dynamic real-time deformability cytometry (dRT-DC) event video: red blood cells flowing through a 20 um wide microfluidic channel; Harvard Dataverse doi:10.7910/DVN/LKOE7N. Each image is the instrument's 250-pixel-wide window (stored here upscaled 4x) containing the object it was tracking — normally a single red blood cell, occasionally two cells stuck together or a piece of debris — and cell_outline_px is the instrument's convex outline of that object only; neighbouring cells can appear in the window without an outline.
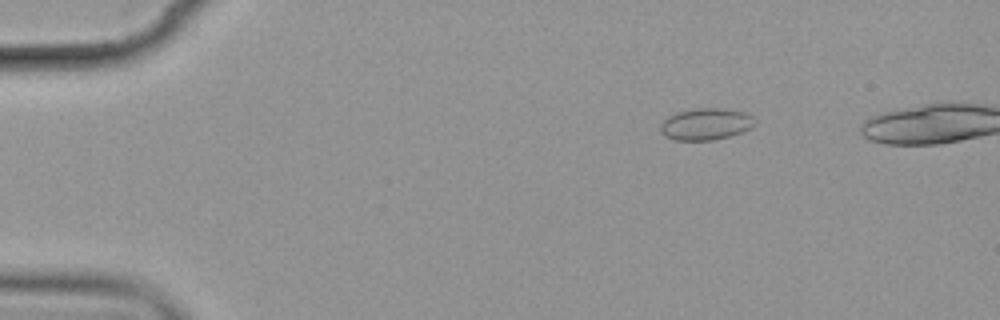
{"species": "common noctule bat (a hibernating species)", "species_latin": "Nyctalus noctula", "temperature_condition": "cold", "stored_images_in_passage": 6, "camera_frame_rate_fps": 3000, "um_per_image_px": 0.085, "animal": {"sex": "female", "body_mass_g": 19.9}, "frame": {"image": 1, "passage_image": 3, "time_ms": 2.0, "image_size_px": [1000, 320], "cell_outline_px": [[756, 124], [752, 128], [744, 132], [716, 140], [676, 140], [664, 136], [660, 132], [660, 124], [668, 116], [676, 112], [696, 108], [724, 108], [744, 112], [752, 116], [756, 120]], "centroid_in_image_um": [60.02, 10.55], "position_along_channel_um": 25.0, "area_um2": 17.8}}